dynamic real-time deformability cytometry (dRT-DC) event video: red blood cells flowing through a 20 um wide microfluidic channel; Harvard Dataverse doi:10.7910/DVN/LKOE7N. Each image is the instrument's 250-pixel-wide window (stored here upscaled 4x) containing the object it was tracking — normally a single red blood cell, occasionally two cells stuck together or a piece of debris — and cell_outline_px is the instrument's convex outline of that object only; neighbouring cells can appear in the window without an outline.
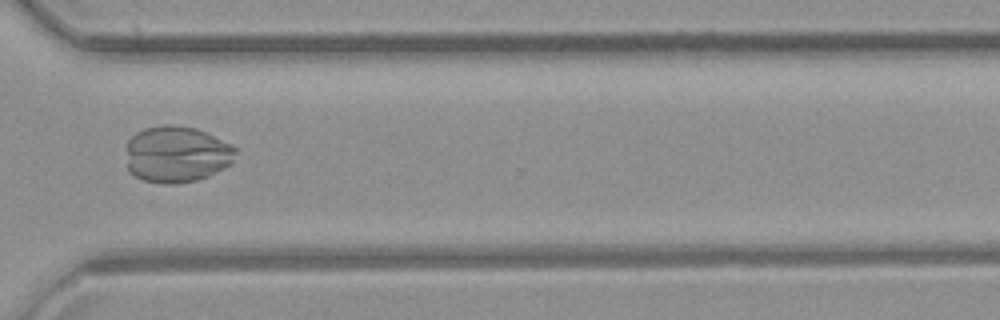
{"species": "common noctule bat (a hibernating species)", "species_latin": "Nyctalus noctula", "temperature_condition": "room temperature", "stored_images_in_passage": 47, "camera_frame_rate_fps": 3000, "um_per_image_px": 0.085, "animal": {"sex": "female", "body_mass_g": 21.9}, "frame": {"image": 1, "passage_image": 34, "time_ms": 11.0, "image_size_px": [1000, 320], "cell_outline_px": [[236, 152], [232, 164], [208, 176], [196, 180], [176, 184], [172, 184], [144, 180], [128, 172], [128, 140], [136, 132], [144, 128], [164, 124], [172, 124], [196, 128], [232, 144], [236, 148]], "centroid_in_image_um": [15.04, 13.1], "position_along_channel_um": 355.6, "area_um2": 36.07}}